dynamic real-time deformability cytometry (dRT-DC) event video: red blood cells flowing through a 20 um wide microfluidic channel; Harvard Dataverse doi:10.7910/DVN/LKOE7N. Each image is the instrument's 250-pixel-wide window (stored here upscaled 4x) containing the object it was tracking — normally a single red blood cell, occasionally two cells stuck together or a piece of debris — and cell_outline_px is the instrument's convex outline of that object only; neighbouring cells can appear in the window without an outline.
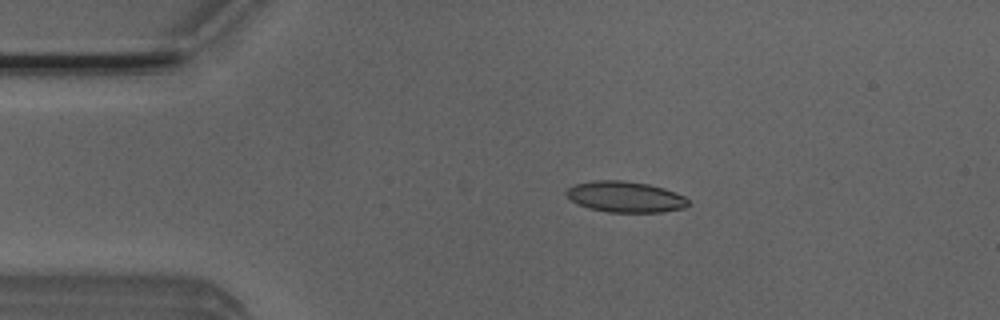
{"species": "Egyptian fruit bat (a non-hibernating species)", "species_latin": "Rousettus aegyptiacus", "temperature_condition": "room temperature", "stored_images_in_passage": 3, "camera_frame_rate_fps": 3000, "um_per_image_px": 0.085, "animal": {"sex": "male"}, "frame": {"image": 1, "passage_image": 2, "time_ms": 0.333, "image_size_px": [1000, 320], "cell_outline_px": [[688, 204], [684, 208], [660, 212], [608, 212], [588, 208], [576, 204], [564, 192], [568, 188], [576, 184], [596, 180], [620, 180], [648, 184], [664, 188], [676, 192], [684, 196], [688, 200]], "centroid_in_image_um": [53.14, 16.73], "position_along_channel_um": 31.9, "area_um2": 21.91}}